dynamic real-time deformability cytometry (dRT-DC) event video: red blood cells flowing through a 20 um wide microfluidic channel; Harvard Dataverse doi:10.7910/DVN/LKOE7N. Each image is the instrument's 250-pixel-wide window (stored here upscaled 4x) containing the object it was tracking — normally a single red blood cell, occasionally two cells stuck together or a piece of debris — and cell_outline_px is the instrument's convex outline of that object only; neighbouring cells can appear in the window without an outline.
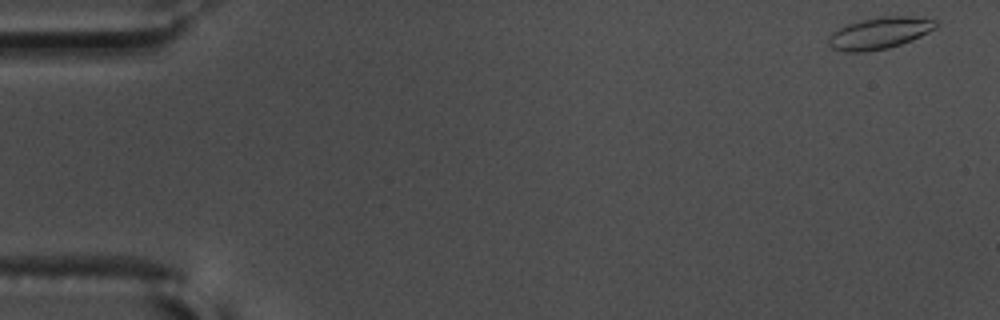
{"species": "common noctule bat (a hibernating species)", "species_latin": "Nyctalus noctula", "temperature_condition": "warm", "stored_images_in_passage": 56, "camera_frame_rate_fps": 3000, "um_per_image_px": 0.085, "animal": {"sex": "male", "body_mass_g": 17.5, "forearm_length_mm": 52.3}, "frame": {"image": 1, "passage_image": 1, "time_ms": 0.0, "image_size_px": [1000, 320], "cell_outline_px": [[936, 28], [912, 40], [888, 48], [864, 52], [844, 52], [832, 48], [828, 44], [828, 36], [832, 32], [848, 24], [860, 20], [884, 16], [908, 16], [936, 20]], "centroid_in_image_um": [74.72, 2.82], "position_along_channel_um": 10.3, "area_um2": 19.71}}
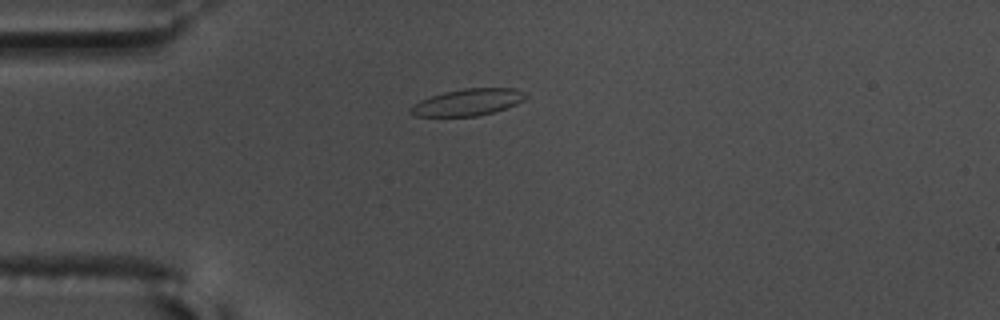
{"frame": {"image": 2, "passage_image": 14, "time_ms": 4.333, "image_size_px": [1000, 320], "cell_outline_px": [[528, 96], [524, 100], [516, 104], [492, 112], [476, 116], [412, 116], [408, 112], [408, 108], [412, 104], [420, 100], [444, 92], [464, 88], [516, 88], [524, 92]], "centroid_in_image_um": [39.72, 8.69], "position_along_channel_um": 45.3, "area_um2": 17.98}}
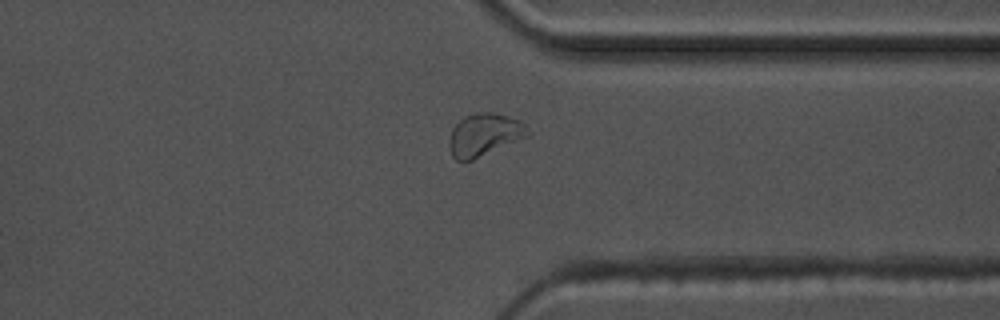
{"frame": {"image": 3, "passage_image": 43, "time_ms": 14.0, "image_size_px": [1000, 320], "cell_outline_px": [[532, 132], [528, 136], [472, 160], [456, 160], [452, 156], [448, 144], [448, 140], [452, 128], [464, 116], [472, 112], [492, 112], [508, 116], [520, 120]], "centroid_in_image_um": [41.16, 11.43], "position_along_channel_um": 370.2, "area_um2": 19.59}, "authors_computed_cell_mechanics": {"area_um2": 18.5538, "velocity_mm_per_s": 3.5785, "shape_relaxation_time_tau1_ms": 4.7952, "shape_relaxation_time_tau2_ms": 1.6249, "deformation_change_tau1": 0.1291, "deformation_change_tau2": 0.0678}}